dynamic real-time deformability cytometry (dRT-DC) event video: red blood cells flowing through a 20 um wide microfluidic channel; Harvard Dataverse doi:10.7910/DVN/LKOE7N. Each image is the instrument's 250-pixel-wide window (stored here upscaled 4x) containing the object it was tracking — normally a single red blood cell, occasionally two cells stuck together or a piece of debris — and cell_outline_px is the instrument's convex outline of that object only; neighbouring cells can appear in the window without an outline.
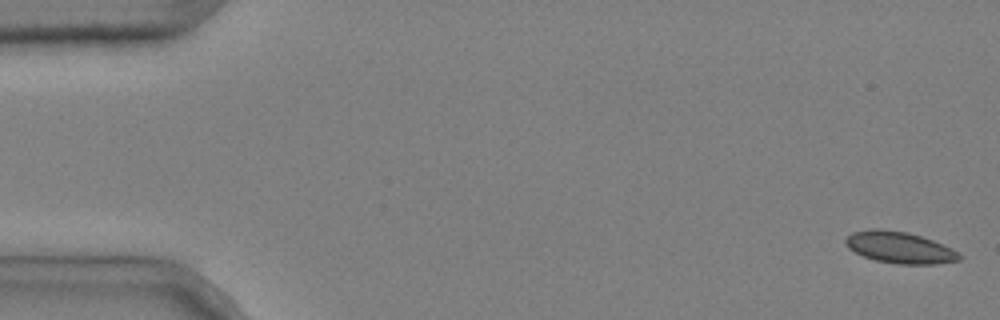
{"species": "common noctule bat (a hibernating species)", "species_latin": "Nyctalus noctula", "temperature_condition": "cold", "stored_images_in_passage": 3, "camera_frame_rate_fps": 3000, "um_per_image_px": 0.085, "animal": {"sex": "male", "body_mass_g": 20.4}, "frame": {"image": 1, "passage_image": 1, "time_ms": 0.0, "image_size_px": [1000, 320], "cell_outline_px": [[964, 256], [960, 260], [932, 264], [896, 264], [876, 260], [864, 256], [848, 248], [844, 244], [844, 240], [852, 232], [872, 228], [880, 228], [908, 232], [932, 240], [952, 248]], "centroid_in_image_um": [76.46, 21.03], "position_along_channel_um": 8.5, "area_um2": 20.98}}